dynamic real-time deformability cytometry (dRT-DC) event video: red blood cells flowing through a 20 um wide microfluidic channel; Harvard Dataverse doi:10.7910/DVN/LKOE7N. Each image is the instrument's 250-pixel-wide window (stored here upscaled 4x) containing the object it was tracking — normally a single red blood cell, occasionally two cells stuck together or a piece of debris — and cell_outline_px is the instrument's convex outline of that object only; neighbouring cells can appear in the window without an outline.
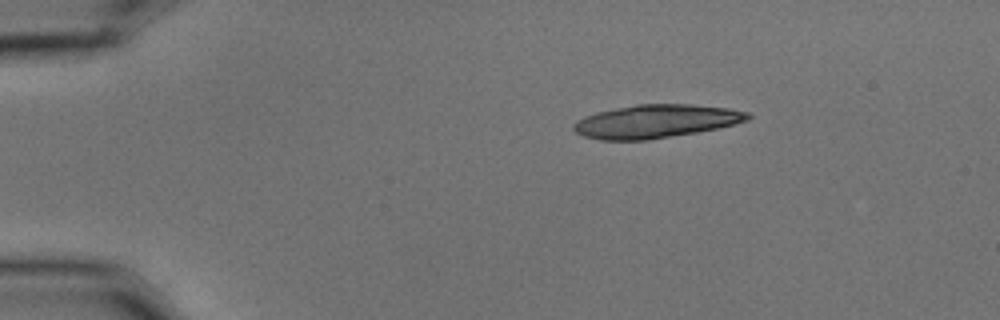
{"species": "common noctule bat (a hibernating species)", "species_latin": "Nyctalus noctula", "temperature_condition": "cold", "stored_images_in_passage": 3, "camera_frame_rate_fps": 3000, "um_per_image_px": 0.085, "animal": {"sex": "male", "body_mass_g": 15.6}, "frame": {"image": 1, "passage_image": 3, "time_ms": 0.667, "image_size_px": [1000, 320], "cell_outline_px": [[752, 116], [748, 120], [720, 128], [648, 140], [600, 140], [584, 136], [576, 132], [572, 128], [572, 124], [576, 120], [584, 116], [596, 112], [636, 104], [692, 104], [728, 108], [748, 112]], "centroid_in_image_um": [55.74, 10.31], "position_along_channel_um": 29.3, "area_um2": 33.93}}